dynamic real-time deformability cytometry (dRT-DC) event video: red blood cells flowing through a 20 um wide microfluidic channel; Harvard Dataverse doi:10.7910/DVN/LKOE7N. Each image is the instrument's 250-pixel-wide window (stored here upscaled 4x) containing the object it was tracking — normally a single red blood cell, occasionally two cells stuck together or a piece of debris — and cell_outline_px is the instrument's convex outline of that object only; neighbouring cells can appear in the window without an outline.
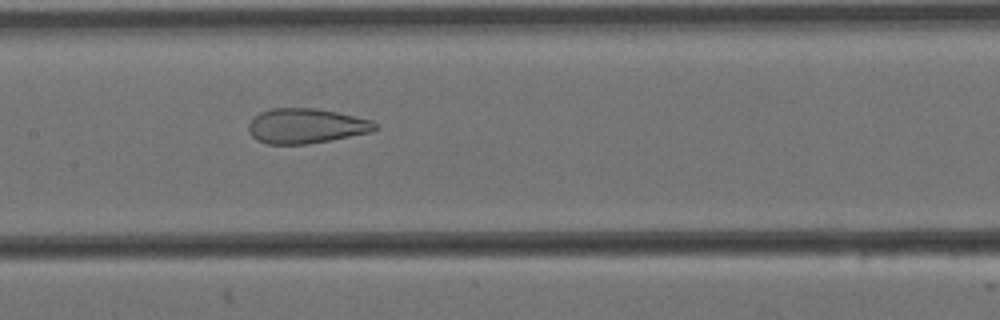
{"species": "Egyptian fruit bat (a non-hibernating species)", "species_latin": "Rousettus aegyptiacus", "temperature_condition": "cold", "stored_images_in_passage": 7, "camera_frame_rate_fps": 3000, "um_per_image_px": 0.085, "animal": {"sex": "female"}, "frame": {"image": 1, "passage_image": 7, "time_ms": 2.0, "image_size_px": [1000, 320], "cell_outline_px": [[380, 128], [372, 132], [308, 144], [268, 144], [256, 140], [248, 132], [248, 124], [260, 112], [272, 108], [316, 108], [336, 112], [372, 120]], "centroid_in_image_um": [26.02, 10.71], "position_along_channel_um": 181.4, "area_um2": 25.78}}